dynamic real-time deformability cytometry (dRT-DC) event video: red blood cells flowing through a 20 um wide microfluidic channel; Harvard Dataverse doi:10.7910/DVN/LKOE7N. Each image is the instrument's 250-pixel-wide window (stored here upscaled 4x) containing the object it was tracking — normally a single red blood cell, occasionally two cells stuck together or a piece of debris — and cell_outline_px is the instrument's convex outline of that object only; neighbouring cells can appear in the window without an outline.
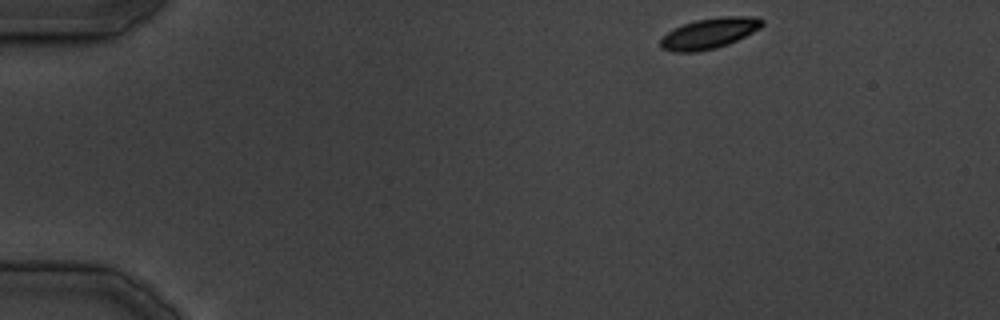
{"species": "common noctule bat (a hibernating species)", "species_latin": "Nyctalus noctula", "temperature_condition": "cold", "stored_images_in_passage": 31, "camera_frame_rate_fps": 3000, "um_per_image_px": 0.085, "animal": {"sex": "male", "body_mass_g": 19.5, "forearm_length_mm": 54.6}, "frame": {"image": 1, "passage_image": 1, "time_ms": 0.0, "image_size_px": [1000, 320], "cell_outline_px": [[764, 24], [760, 28], [728, 44], [716, 48], [696, 52], [676, 52], [660, 48], [660, 40], [668, 32], [684, 24], [696, 20], [720, 16], [756, 16], [764, 20]], "centroid_in_image_um": [60.31, 2.82], "position_along_channel_um": 24.7, "area_um2": 18.03}}
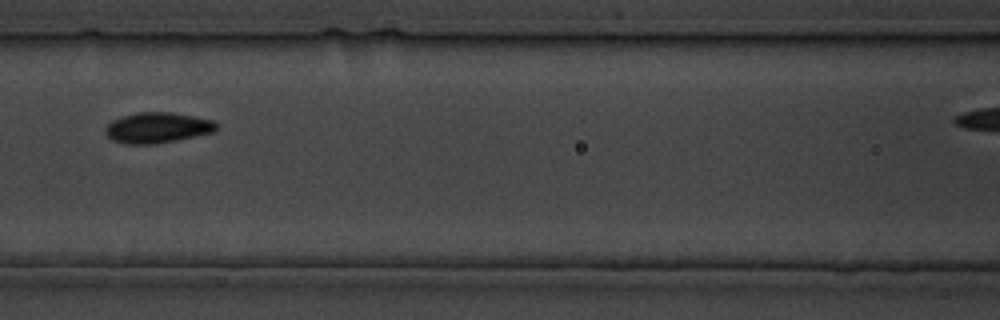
{"frame": {"image": 2, "passage_image": 14, "time_ms": 15.0, "image_size_px": [1000, 320], "cell_outline_px": [[216, 132], [156, 144], [124, 144], [112, 140], [104, 132], [104, 128], [112, 120], [136, 112], [168, 112], [192, 116], [212, 120], [216, 124]], "centroid_in_image_um": [13.35, 10.86], "position_along_channel_um": 153.3, "area_um2": 19.77}}
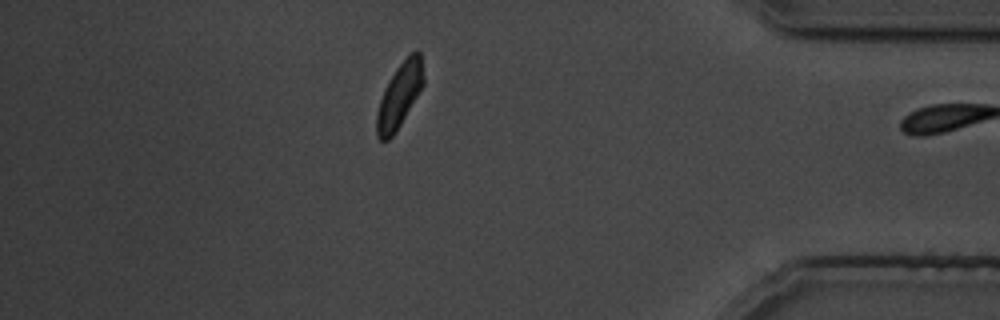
{"frame": {"image": 3, "passage_image": 30, "time_ms": 34.333, "image_size_px": [1000, 320], "cell_outline_px": [[424, 84], [396, 132], [388, 140], [380, 140], [376, 136], [376, 112], [380, 100], [388, 80], [396, 68], [416, 48], [420, 52], [424, 76]], "centroid_in_image_um": [33.95, 8.12], "position_along_channel_um": 401.3, "area_um2": 17.57}}